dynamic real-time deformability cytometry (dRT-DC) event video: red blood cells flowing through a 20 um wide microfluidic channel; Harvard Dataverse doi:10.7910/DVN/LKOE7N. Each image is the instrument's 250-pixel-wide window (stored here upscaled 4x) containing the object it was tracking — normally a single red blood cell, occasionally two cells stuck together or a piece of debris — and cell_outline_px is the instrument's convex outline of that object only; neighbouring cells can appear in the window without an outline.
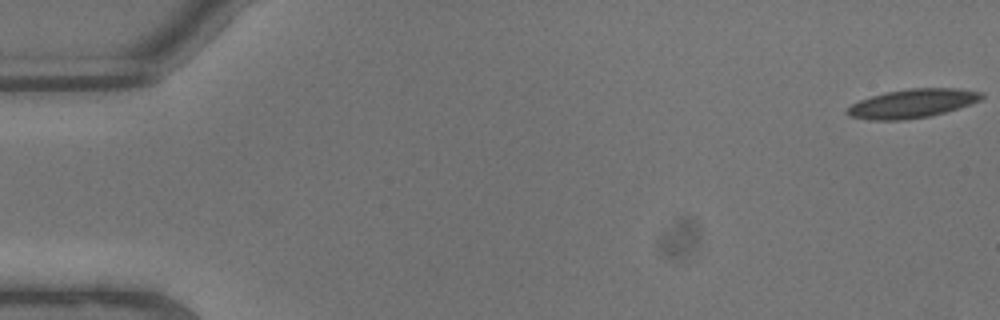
{"species": "common noctule bat (a hibernating species)", "species_latin": "Nyctalus noctula", "temperature_condition": "warm", "stored_images_in_passage": 7, "camera_frame_rate_fps": 3000, "um_per_image_px": 0.085, "animal": {"sex": "male", "body_mass_g": 13.3}, "frame": {"image": 1, "passage_image": 1, "time_ms": 0.0, "image_size_px": [1000, 320], "cell_outline_px": [[984, 96], [980, 100], [944, 112], [928, 116], [904, 120], [868, 120], [848, 116], [844, 112], [852, 104], [860, 100], [884, 92], [908, 88], [960, 88], [984, 92]], "centroid_in_image_um": [77.52, 8.79], "position_along_channel_um": 7.5, "area_um2": 22.54}}
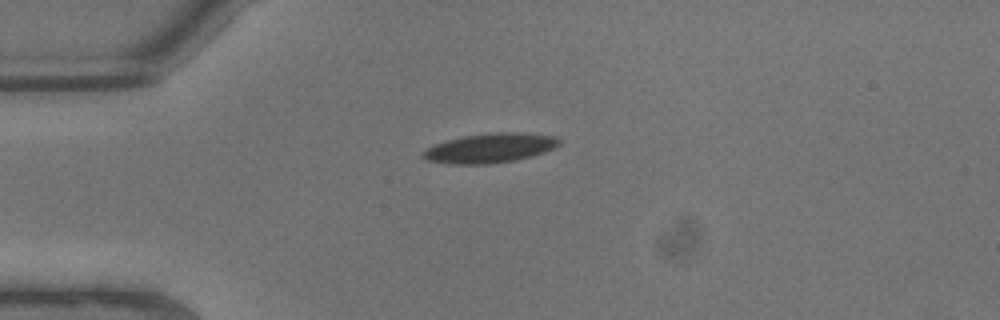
{"frame": {"image": 2, "passage_image": 6, "time_ms": 1.667, "image_size_px": [1000, 320], "cell_outline_px": [[560, 144], [556, 148], [532, 156], [512, 160], [488, 164], [448, 164], [424, 160], [420, 156], [420, 152], [424, 148], [432, 144], [464, 136], [496, 132], [520, 132], [556, 136], [560, 140]], "centroid_in_image_um": [41.59, 12.59], "position_along_channel_um": 43.4, "area_um2": 23.7}}